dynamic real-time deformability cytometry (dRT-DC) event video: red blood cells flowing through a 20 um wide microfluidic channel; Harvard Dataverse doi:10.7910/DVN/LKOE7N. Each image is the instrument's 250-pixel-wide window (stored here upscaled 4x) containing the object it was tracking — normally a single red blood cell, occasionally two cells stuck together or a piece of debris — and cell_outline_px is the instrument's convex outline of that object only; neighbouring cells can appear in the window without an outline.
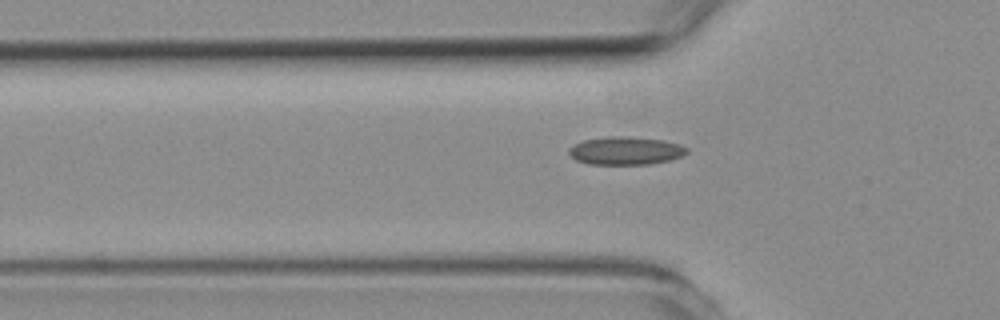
{"species": "common noctule bat (a hibernating species)", "species_latin": "Nyctalus noctula", "temperature_condition": "room temperature", "stored_images_in_passage": 42, "camera_frame_rate_fps": 3000, "um_per_image_px": 0.085, "animal": {"sex": "female", "body_mass_g": 19.3, "forearm_length_mm": 54.1}, "frame": {"image": 1, "passage_image": 11, "time_ms": 3.333, "image_size_px": [1000, 320], "cell_outline_px": [[688, 152], [684, 156], [672, 160], [648, 164], [588, 164], [576, 160], [568, 152], [568, 148], [584, 140], [612, 136], [628, 136], [664, 140], [680, 144], [688, 148]], "centroid_in_image_um": [53.23, 12.81], "position_along_channel_um": 72.6, "area_um2": 19.36}}
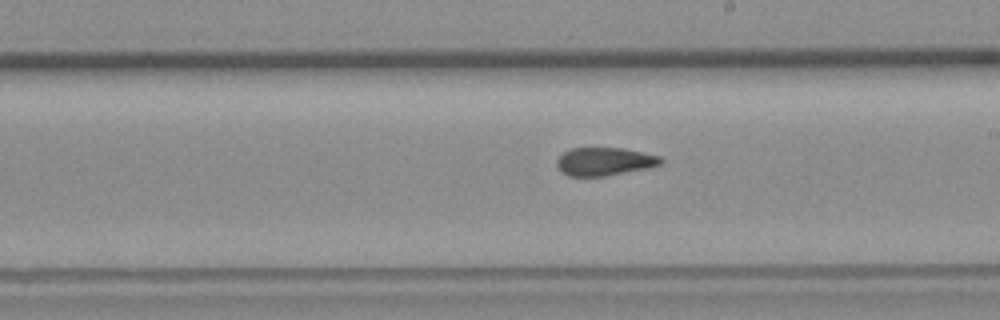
{"frame": {"image": 2, "passage_image": 24, "time_ms": 7.667, "image_size_px": [1000, 320], "cell_outline_px": [[664, 160], [660, 164], [648, 168], [604, 176], [568, 176], [560, 172], [556, 164], [556, 160], [564, 152], [572, 148], [624, 148], [660, 156]], "centroid_in_image_um": [51.36, 13.73], "position_along_channel_um": 237.6, "area_um2": 17.05}}
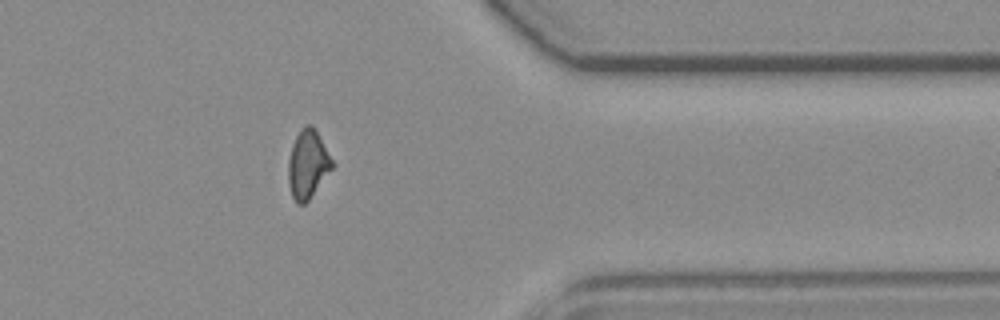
{"frame": {"image": 3, "passage_image": 37, "time_ms": 12.0, "image_size_px": [1000, 320], "cell_outline_px": [[336, 164], [308, 200], [304, 204], [296, 204], [292, 196], [288, 184], [288, 160], [292, 144], [296, 136], [308, 124], [312, 124]], "centroid_in_image_um": [26.16, 13.98], "position_along_channel_um": 385.2, "area_um2": 17.46}, "authors_computed_cell_mechanics": {"area_um2": 17.7446, "velocity_mm_per_s": 3.7887, "shape_relaxation_time_tau1_ms": null, "shape_relaxation_time_tau2_ms": 1.2487, "deformation_change_tau1": null, "deformation_change_tau2": 0.0778}}